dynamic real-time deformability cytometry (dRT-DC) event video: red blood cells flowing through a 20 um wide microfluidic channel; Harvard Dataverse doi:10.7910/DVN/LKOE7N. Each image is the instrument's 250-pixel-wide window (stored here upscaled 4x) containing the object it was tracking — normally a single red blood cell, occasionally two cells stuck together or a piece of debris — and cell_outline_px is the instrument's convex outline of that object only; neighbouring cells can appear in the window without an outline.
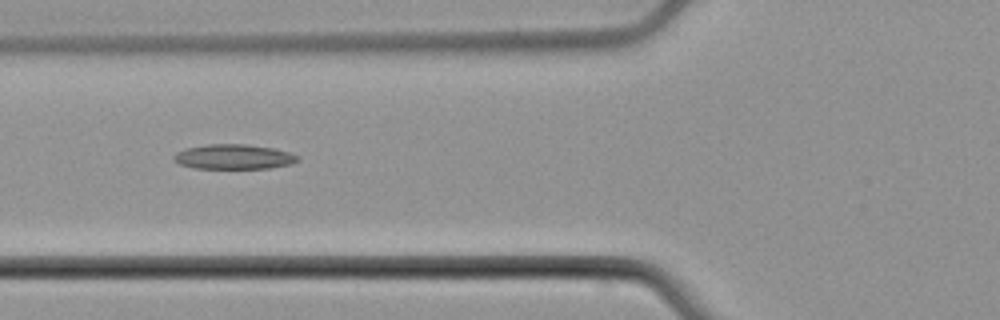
{"species": "common noctule bat (a hibernating species)", "species_latin": "Nyctalus noctula", "temperature_condition": "cold", "stored_images_in_passage": 7, "camera_frame_rate_fps": 3000, "um_per_image_px": 0.085, "animal": {"sex": "male", "body_mass_g": 21.5, "forearm_length_mm": 52.0}, "frame": {"image": 1, "passage_image": 5, "time_ms": 6.0, "image_size_px": [1000, 320], "cell_outline_px": [[300, 160], [292, 164], [268, 168], [192, 168], [180, 164], [172, 160], [172, 156], [176, 152], [184, 148], [208, 144], [244, 144], [276, 148], [300, 156]], "centroid_in_image_um": [19.86, 13.32], "position_along_channel_um": 105.9, "area_um2": 18.15}}
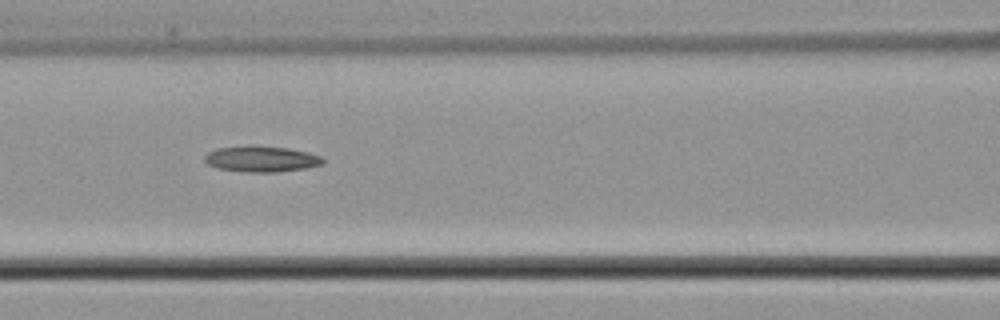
{"frame": {"image": 2, "passage_image": 6, "time_ms": 7.0, "image_size_px": [1000, 320], "cell_outline_px": [[324, 164], [304, 168], [276, 172], [244, 172], [216, 168], [208, 164], [204, 160], [204, 156], [208, 152], [216, 148], [252, 144], [256, 144], [288, 148], [308, 152], [320, 156], [324, 160]], "centroid_in_image_um": [22.18, 13.49], "position_along_channel_um": 144.4, "area_um2": 18.21}}
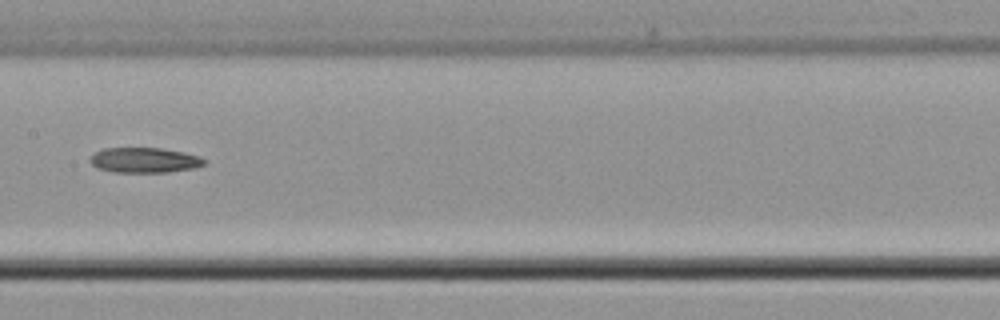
{"frame": {"image": 3, "passage_image": 7, "time_ms": 8.333, "image_size_px": [1000, 320], "cell_outline_px": [[204, 164], [196, 168], [168, 172], [112, 172], [96, 168], [88, 160], [96, 152], [104, 148], [164, 148], [184, 152], [200, 156], [204, 160]], "centroid_in_image_um": [12.27, 13.61], "position_along_channel_um": 195.1, "area_um2": 16.82}}